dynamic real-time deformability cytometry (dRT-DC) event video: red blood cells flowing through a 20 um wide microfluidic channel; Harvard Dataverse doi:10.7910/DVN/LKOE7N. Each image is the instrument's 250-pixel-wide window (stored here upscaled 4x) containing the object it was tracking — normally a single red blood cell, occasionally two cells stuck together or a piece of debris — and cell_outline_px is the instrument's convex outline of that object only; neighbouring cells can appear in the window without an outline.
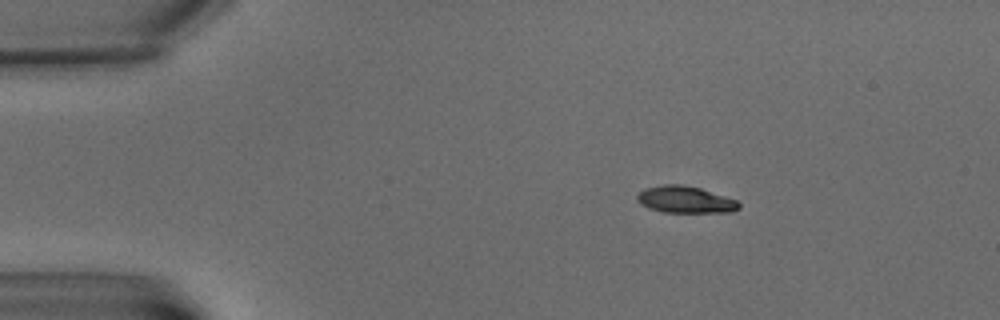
{"species": "common noctule bat (a hibernating species)", "species_latin": "Nyctalus noctula", "temperature_condition": "warm", "stored_images_in_passage": 5, "camera_frame_rate_fps": 3000, "um_per_image_px": 0.085, "animal": {"sex": "male", "body_mass_g": 15.6}, "frame": {"image": 1, "passage_image": 2, "time_ms": 2.0, "image_size_px": [1000, 320], "cell_outline_px": [[740, 208], [732, 212], [664, 212], [648, 208], [640, 204], [636, 200], [636, 196], [644, 188], [664, 184], [684, 184], [700, 188], [736, 200], [740, 204]], "centroid_in_image_um": [58.22, 16.96], "position_along_channel_um": 26.8, "area_um2": 15.95}}
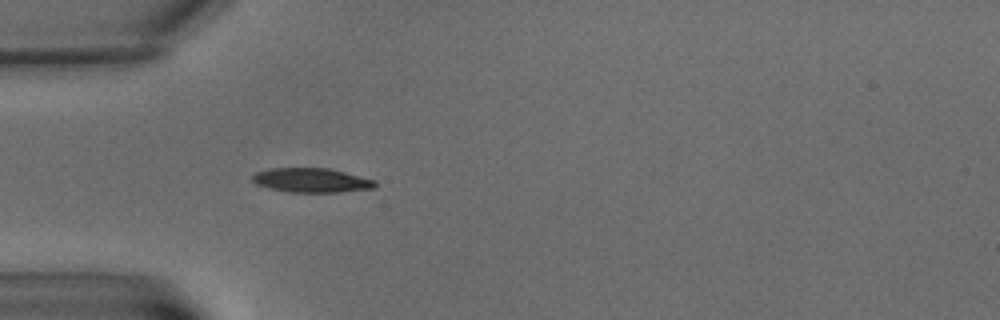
{"frame": {"image": 2, "passage_image": 5, "time_ms": 5.333, "image_size_px": [1000, 320], "cell_outline_px": [[376, 188], [340, 192], [288, 192], [268, 188], [256, 184], [252, 180], [252, 176], [256, 172], [268, 168], [328, 168], [376, 180]], "centroid_in_image_um": [26.47, 15.32], "position_along_channel_um": 58.5, "area_um2": 17.46}}